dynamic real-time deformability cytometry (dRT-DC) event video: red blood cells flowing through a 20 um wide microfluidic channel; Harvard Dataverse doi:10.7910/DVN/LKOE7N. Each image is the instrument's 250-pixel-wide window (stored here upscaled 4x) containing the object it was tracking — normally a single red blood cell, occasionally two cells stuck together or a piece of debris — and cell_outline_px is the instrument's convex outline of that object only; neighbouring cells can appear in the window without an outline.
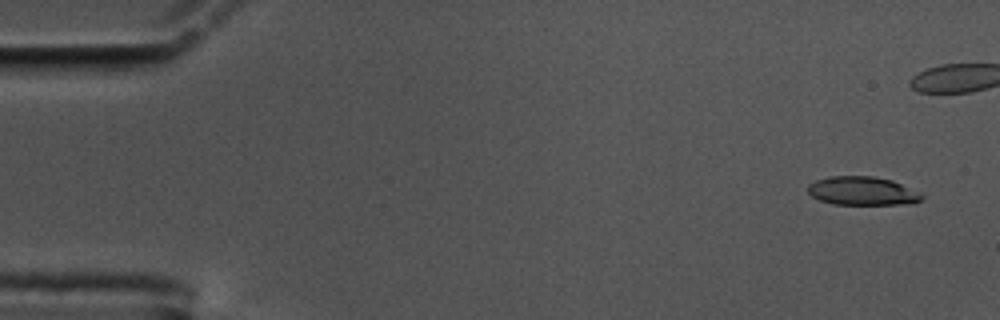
{"species": "common noctule bat (a hibernating species)", "species_latin": "Nyctalus noctula", "temperature_condition": "cold", "stored_images_in_passage": 46, "camera_frame_rate_fps": 3000, "um_per_image_px": 0.085, "animal": {"sex": "male", "body_mass_g": 17.5, "forearm_length_mm": 52.3}, "frame": {"image": 1, "passage_image": 3, "time_ms": 0.667, "image_size_px": [1000, 320], "cell_outline_px": [[924, 196], [920, 200], [912, 204], [832, 204], [820, 200], [812, 196], [808, 192], [808, 184], [816, 180], [828, 176], [872, 176], [892, 180], [920, 192]], "centroid_in_image_um": [73.3, 16.23], "position_along_channel_um": 11.7, "area_um2": 19.02}}
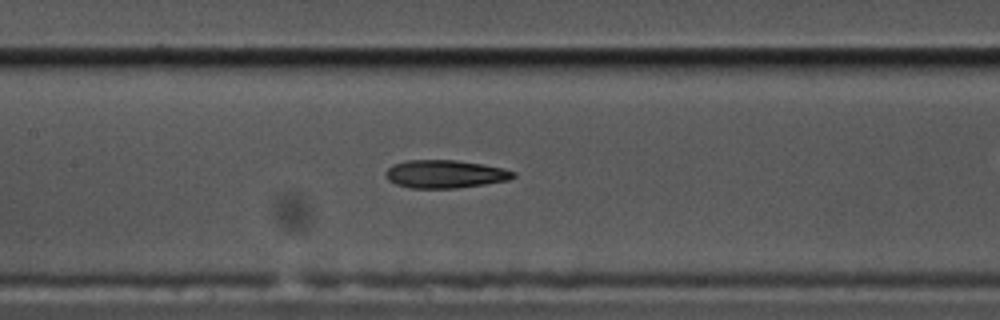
{"frame": {"image": 2, "passage_image": 27, "time_ms": 8.667, "image_size_px": [1000, 320], "cell_outline_px": [[516, 176], [508, 180], [484, 184], [456, 188], [408, 188], [396, 184], [388, 180], [384, 172], [392, 164], [404, 160], [456, 160], [504, 168], [516, 172]], "centroid_in_image_um": [37.8, 14.79], "position_along_channel_um": 169.6, "area_um2": 20.92}}
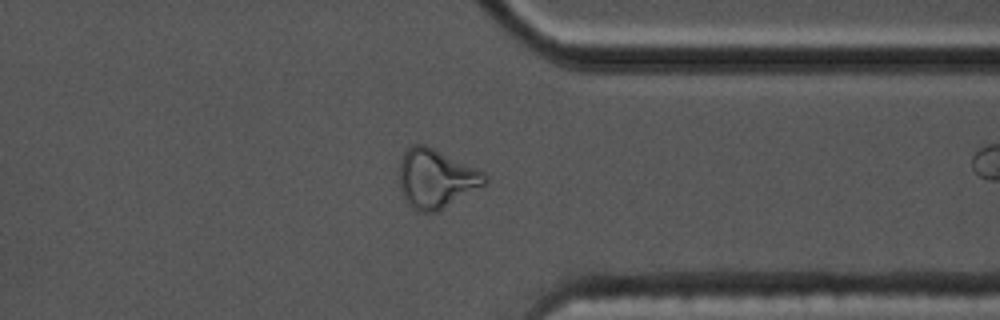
{"frame": {"image": 3, "passage_image": 45, "time_ms": 14.667, "image_size_px": [1000, 320], "cell_outline_px": [[488, 184], [436, 212], [416, 212], [404, 200], [400, 188], [400, 160], [404, 152], [412, 144], [424, 144], [484, 172], [488, 176]], "centroid_in_image_um": [37.06, 15.2], "position_along_channel_um": 374.3, "area_um2": 29.42}}